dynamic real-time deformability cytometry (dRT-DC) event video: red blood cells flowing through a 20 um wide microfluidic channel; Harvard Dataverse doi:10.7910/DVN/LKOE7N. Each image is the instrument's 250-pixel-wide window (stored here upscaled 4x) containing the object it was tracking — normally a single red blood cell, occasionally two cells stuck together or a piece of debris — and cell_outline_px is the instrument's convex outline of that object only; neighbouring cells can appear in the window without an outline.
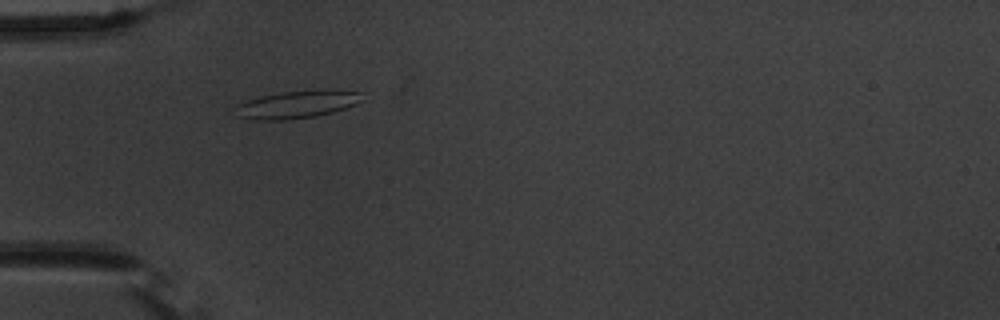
{"species": "common noctule bat (a hibernating species)", "species_latin": "Nyctalus noctula", "temperature_condition": "warm", "stored_images_in_passage": 36, "camera_frame_rate_fps": 3000, "um_per_image_px": 0.085, "animal": {"sex": "male", "body_mass_g": 20.1, "forearm_length_mm": 53.5}, "frame": {"image": 1, "passage_image": 3, "time_ms": 0.667, "image_size_px": [1000, 320], "cell_outline_px": [[364, 100], [356, 104], [332, 112], [316, 116], [284, 120], [256, 120], [236, 116], [232, 108], [236, 104], [260, 96], [280, 92], [328, 88], [332, 88], [360, 92]], "centroid_in_image_um": [25.23, 8.86], "position_along_channel_um": 59.8, "area_um2": 20.92}}
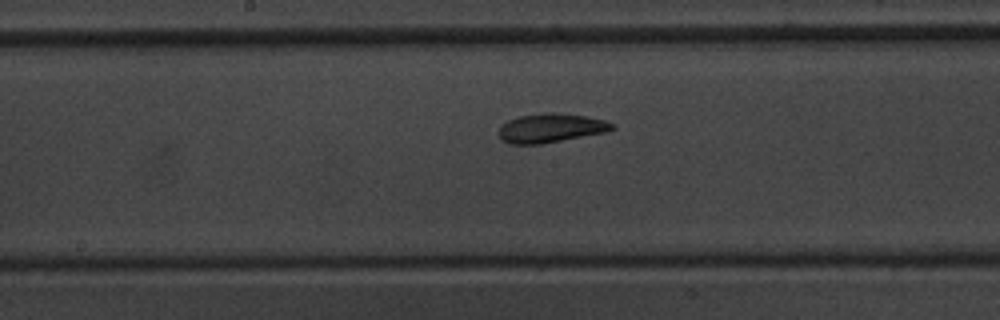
{"frame": {"image": 2, "passage_image": 15, "time_ms": 4.667, "image_size_px": [1000, 320], "cell_outline_px": [[616, 128], [608, 132], [540, 144], [508, 144], [500, 140], [500, 124], [508, 120], [520, 116], [552, 112], [584, 116], [604, 120], [612, 124]], "centroid_in_image_um": [46.8, 10.9], "position_along_channel_um": 201.4, "area_um2": 19.07}}
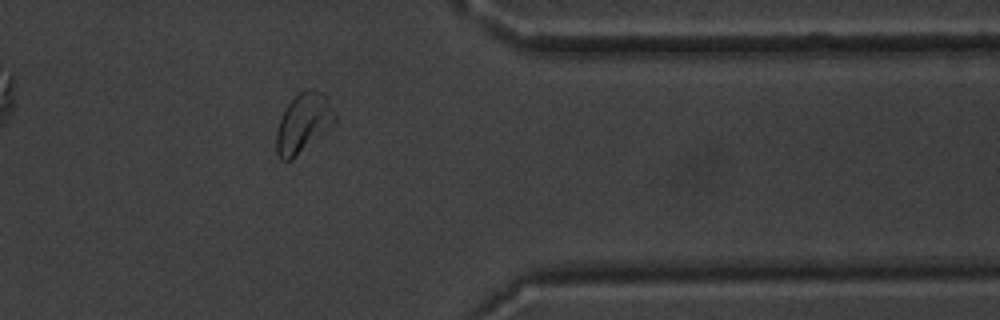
{"frame": {"image": 3, "passage_image": 31, "time_ms": 10.0, "image_size_px": [1000, 320], "cell_outline_px": [[336, 120], [332, 124], [292, 160], [280, 160], [276, 152], [276, 132], [280, 120], [288, 104], [300, 92], [308, 88], [312, 88], [324, 92], [336, 112]], "centroid_in_image_um": [25.78, 10.43], "position_along_channel_um": 385.6, "area_um2": 19.94}, "authors_computed_cell_mechanics": {"area_um2": 18.5827, "velocity_mm_per_s": 3.6612, "shape_relaxation_time_tau1_ms": null, "shape_relaxation_time_tau2_ms": 2.7066, "deformation_change_tau1": null, "deformation_change_tau2": 0.0855}}